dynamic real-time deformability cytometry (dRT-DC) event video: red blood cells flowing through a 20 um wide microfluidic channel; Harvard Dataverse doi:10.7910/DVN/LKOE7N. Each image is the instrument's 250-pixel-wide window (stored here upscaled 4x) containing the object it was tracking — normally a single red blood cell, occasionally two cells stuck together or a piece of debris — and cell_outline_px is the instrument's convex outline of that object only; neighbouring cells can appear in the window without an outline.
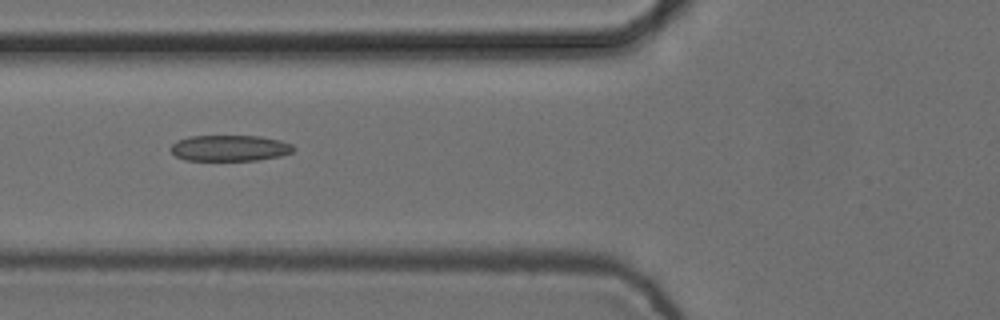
{"species": "common noctule bat (a hibernating species)", "species_latin": "Nyctalus noctula", "temperature_condition": "cold", "stored_images_in_passage": 6, "camera_frame_rate_fps": 3000, "um_per_image_px": 0.085, "animal": {"sex": "female", "body_mass_g": 24.6, "forearm_length_mm": 56.2}, "frame": {"image": 1, "passage_image": 4, "time_ms": 1.0, "image_size_px": [1000, 320], "cell_outline_px": [[296, 148], [292, 152], [280, 156], [260, 160], [184, 160], [176, 156], [168, 148], [176, 140], [188, 136], [260, 136], [280, 140], [292, 144]], "centroid_in_image_um": [19.51, 12.58], "position_along_channel_um": 106.3, "area_um2": 18.79}}
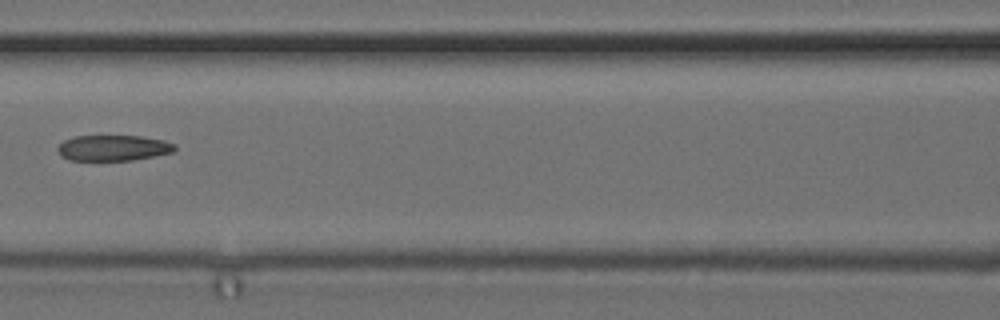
{"frame": {"image": 2, "passage_image": 5, "time_ms": 1.333, "image_size_px": [1000, 320], "cell_outline_px": [[176, 148], [172, 152], [156, 156], [132, 160], [68, 160], [60, 156], [56, 148], [64, 140], [76, 136], [140, 136], [164, 140], [176, 144]], "centroid_in_image_um": [9.62, 12.57], "position_along_channel_um": 157.0, "area_um2": 17.63}}
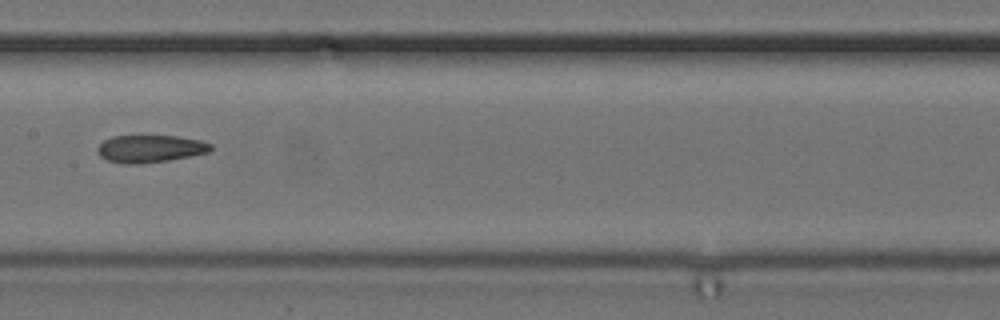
{"frame": {"image": 3, "passage_image": 6, "time_ms": 1.667, "image_size_px": [1000, 320], "cell_outline_px": [[212, 148], [208, 152], [168, 160], [136, 164], [124, 164], [108, 160], [100, 156], [96, 148], [104, 140], [112, 136], [176, 136], [200, 140], [212, 144]], "centroid_in_image_um": [12.74, 12.63], "position_along_channel_um": 194.7, "area_um2": 17.92}}